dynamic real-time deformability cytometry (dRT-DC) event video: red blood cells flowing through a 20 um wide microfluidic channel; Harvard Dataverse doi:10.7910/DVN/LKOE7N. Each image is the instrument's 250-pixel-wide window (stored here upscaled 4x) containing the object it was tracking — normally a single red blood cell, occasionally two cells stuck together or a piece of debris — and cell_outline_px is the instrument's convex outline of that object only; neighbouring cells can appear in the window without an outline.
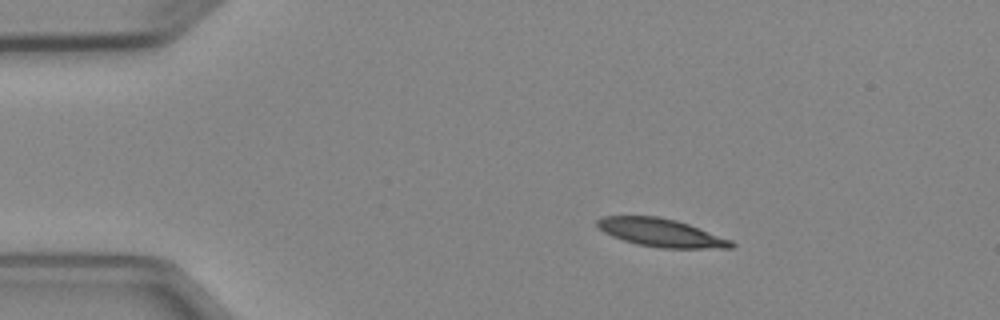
{"species": "Egyptian fruit bat (a non-hibernating species)", "species_latin": "Rousettus aegyptiacus", "temperature_condition": "cold", "stored_images_in_passage": 7, "camera_frame_rate_fps": 3000, "um_per_image_px": 0.085, "animal": {"sex": "female"}, "frame": {"image": 1, "passage_image": 2, "time_ms": 1.0, "image_size_px": [1000, 320], "cell_outline_px": [[736, 244], [732, 248], [660, 248], [636, 244], [612, 236], [604, 232], [596, 224], [596, 220], [604, 216], [656, 216], [676, 220], [688, 224], [732, 240]], "centroid_in_image_um": [56.19, 19.78], "position_along_channel_um": 28.8, "area_um2": 21.85}}
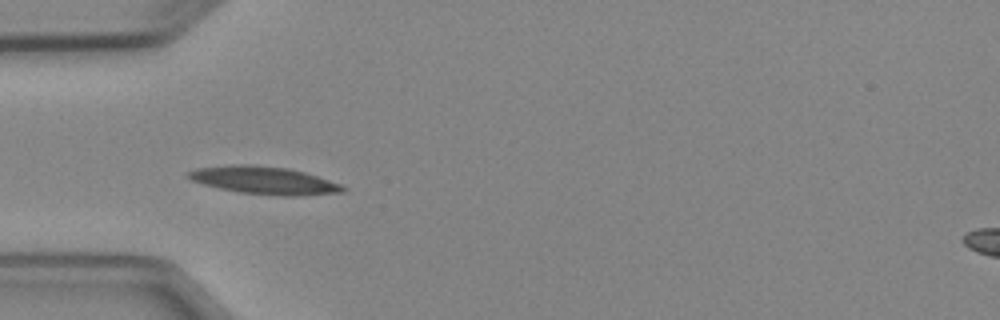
{"frame": {"image": 2, "passage_image": 4, "time_ms": 3.333, "image_size_px": [1000, 320], "cell_outline_px": [[348, 188], [344, 192], [300, 196], [280, 196], [240, 192], [220, 188], [204, 184], [192, 180], [184, 176], [188, 172], [196, 168], [232, 164], [252, 164], [288, 168], [304, 172], [340, 184]], "centroid_in_image_um": [22.45, 15.33], "position_along_channel_um": 62.6, "area_um2": 24.97}}
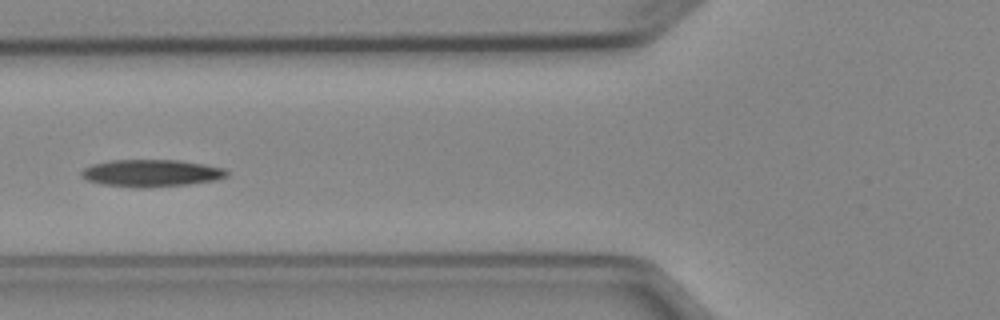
{"frame": {"image": 3, "passage_image": 5, "time_ms": 4.667, "image_size_px": [1000, 320], "cell_outline_px": [[228, 176], [216, 180], [188, 184], [148, 188], [136, 188], [100, 184], [88, 180], [80, 176], [80, 172], [84, 168], [92, 164], [108, 160], [180, 160], [204, 164], [224, 168], [228, 172]], "centroid_in_image_um": [12.84, 14.72], "position_along_channel_um": 113.0, "area_um2": 23.29}}